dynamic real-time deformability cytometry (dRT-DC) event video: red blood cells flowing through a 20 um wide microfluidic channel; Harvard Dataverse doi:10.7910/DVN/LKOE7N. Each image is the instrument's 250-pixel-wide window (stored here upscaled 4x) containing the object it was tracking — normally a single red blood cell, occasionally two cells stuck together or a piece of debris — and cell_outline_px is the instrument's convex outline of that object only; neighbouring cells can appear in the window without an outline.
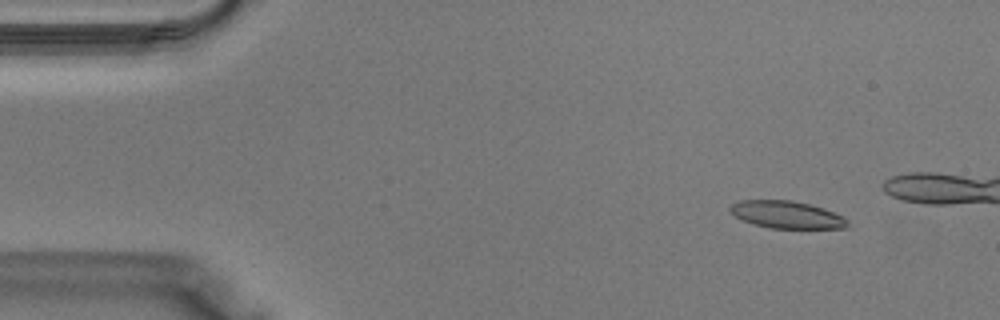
{"species": "Egyptian fruit bat (a non-hibernating species)", "species_latin": "Rousettus aegyptiacus", "temperature_condition": "warm", "stored_images_in_passage": 11, "camera_frame_rate_fps": 3000, "um_per_image_px": 0.085, "animal": {"sex": "male"}, "frame": {"image": 1, "passage_image": 4, "time_ms": 1.0, "image_size_px": [1000, 320], "cell_outline_px": [[848, 228], [768, 228], [752, 224], [728, 212], [728, 208], [732, 204], [740, 200], [792, 200], [824, 208], [844, 216], [848, 220]], "centroid_in_image_um": [66.87, 18.25], "position_along_channel_um": 18.1, "area_um2": 18.84}}